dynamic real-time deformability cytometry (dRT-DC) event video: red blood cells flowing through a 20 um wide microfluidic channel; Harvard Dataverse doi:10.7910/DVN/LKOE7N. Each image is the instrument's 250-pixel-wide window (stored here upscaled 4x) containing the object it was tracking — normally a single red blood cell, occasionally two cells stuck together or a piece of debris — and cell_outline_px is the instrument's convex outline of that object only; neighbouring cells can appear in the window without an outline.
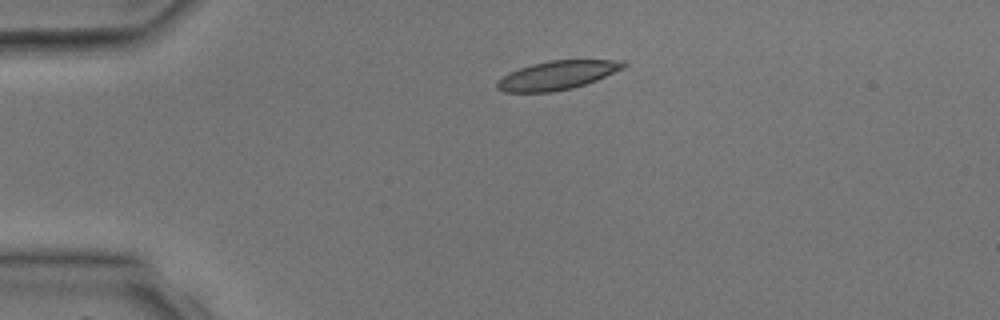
{"species": "common noctule bat (a hibernating species)", "species_latin": "Nyctalus noctula", "temperature_condition": "room temperature", "stored_images_in_passage": 3, "camera_frame_rate_fps": 3000, "um_per_image_px": 0.085, "animal": {"sex": "male", "body_mass_g": 17.9, "forearm_length_mm": 54.2}, "frame": {"image": 1, "passage_image": 2, "time_ms": 1.0, "image_size_px": [1000, 320], "cell_outline_px": [[628, 64], [624, 68], [596, 80], [572, 88], [552, 92], [504, 92], [496, 88], [496, 80], [508, 72], [532, 64], [548, 60], [624, 60]], "centroid_in_image_um": [47.34, 6.39], "position_along_channel_um": 37.7, "area_um2": 21.27}}